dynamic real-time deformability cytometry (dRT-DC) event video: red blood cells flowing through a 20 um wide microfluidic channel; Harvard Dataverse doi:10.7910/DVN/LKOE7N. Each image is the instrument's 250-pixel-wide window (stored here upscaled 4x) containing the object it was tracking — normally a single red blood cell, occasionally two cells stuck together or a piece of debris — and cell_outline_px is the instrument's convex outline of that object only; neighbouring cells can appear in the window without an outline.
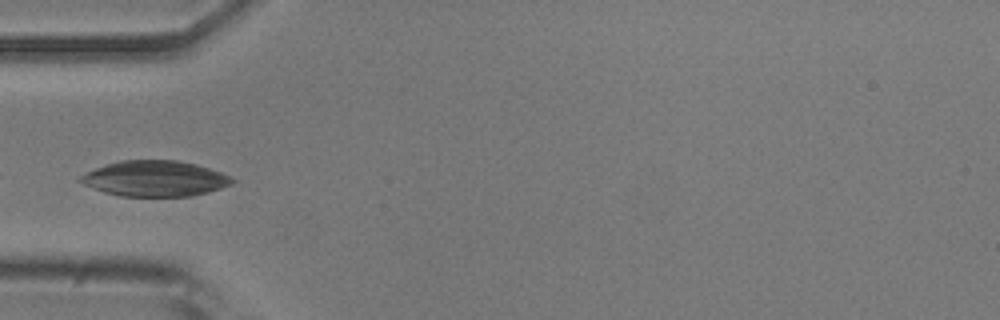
{"species": "common noctule bat (a hibernating species)", "species_latin": "Nyctalus noctula", "temperature_condition": "room temperature", "stored_images_in_passage": 17, "camera_frame_rate_fps": 3000, "um_per_image_px": 0.085, "animal": {"sex": "male", "body_mass_g": 20.5, "forearm_length_mm": 52.5}, "frame": {"image": 1, "passage_image": 1, "time_ms": 0.0, "image_size_px": [1000, 320], "cell_outline_px": [[236, 180], [232, 184], [208, 192], [192, 196], [120, 196], [104, 192], [84, 184], [76, 180], [80, 176], [96, 168], [120, 160], [176, 160], [196, 164], [220, 172]], "centroid_in_image_um": [13.17, 15.18], "position_along_channel_um": 71.8, "area_um2": 31.27}}
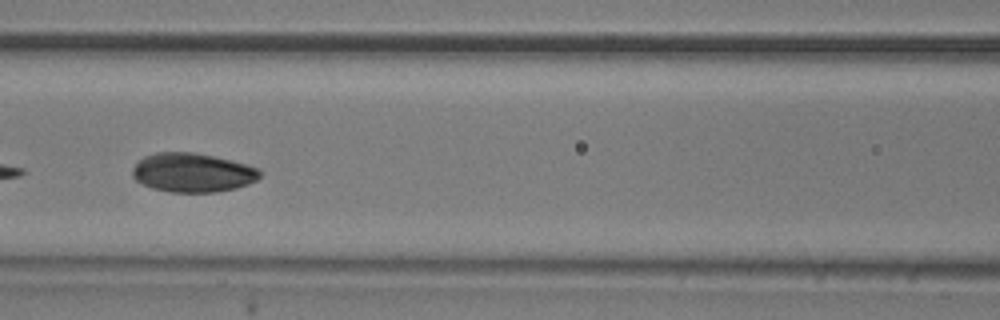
{"frame": {"image": 2, "passage_image": 7, "time_ms": 2.0, "image_size_px": [1000, 320], "cell_outline_px": [[260, 176], [256, 180], [248, 184], [236, 188], [216, 192], [172, 192], [152, 188], [136, 180], [132, 176], [132, 168], [144, 156], [156, 152], [196, 152], [232, 160], [260, 168]], "centroid_in_image_um": [16.38, 14.66], "position_along_channel_um": 150.2, "area_um2": 29.07}}
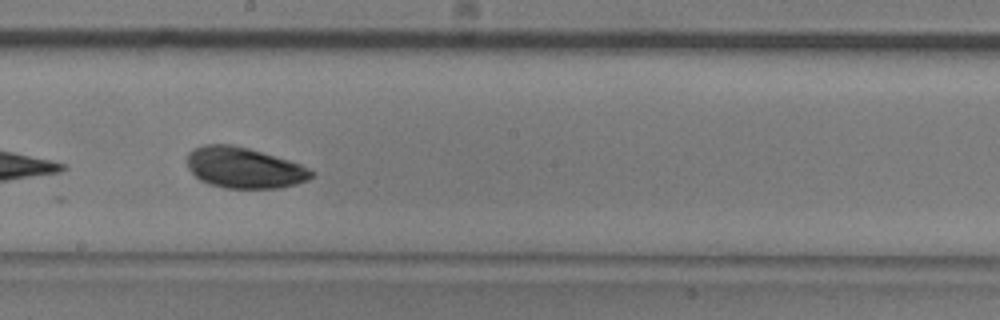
{"frame": {"image": 3, "passage_image": 13, "time_ms": 4.0, "image_size_px": [1000, 320], "cell_outline_px": [[316, 176], [308, 180], [296, 184], [280, 188], [224, 188], [208, 184], [200, 180], [188, 168], [188, 152], [204, 144], [232, 144], [248, 148], [288, 160], [300, 164], [316, 172]], "centroid_in_image_um": [20.78, 14.27], "position_along_channel_um": 227.4, "area_um2": 29.65}}